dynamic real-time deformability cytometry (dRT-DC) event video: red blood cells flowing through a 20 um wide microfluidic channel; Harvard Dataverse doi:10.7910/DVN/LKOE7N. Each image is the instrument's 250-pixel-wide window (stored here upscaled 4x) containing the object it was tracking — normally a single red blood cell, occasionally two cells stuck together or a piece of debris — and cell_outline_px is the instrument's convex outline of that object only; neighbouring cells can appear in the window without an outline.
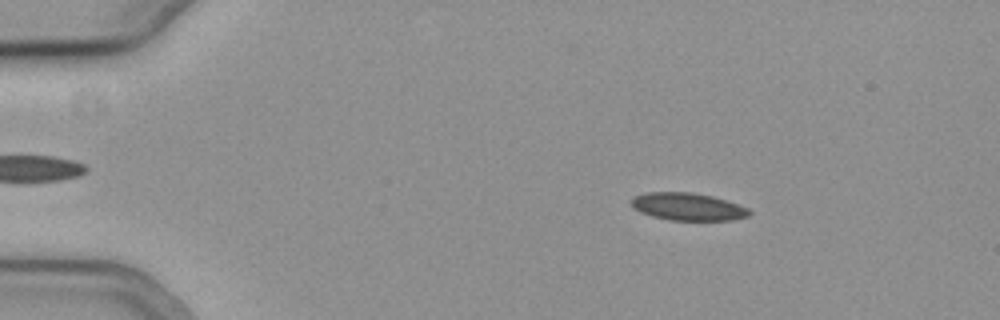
{"species": "common noctule bat (a hibernating species)", "species_latin": "Nyctalus noctula", "temperature_condition": "cold", "stored_images_in_passage": 54, "camera_frame_rate_fps": 3000, "um_per_image_px": 0.085, "animal": {"sex": "female", "body_mass_g": 19.3, "forearm_length_mm": 54.1}, "frame": {"image": 1, "passage_image": 8, "time_ms": 2.333, "image_size_px": [1000, 320], "cell_outline_px": [[752, 212], [748, 216], [732, 220], [668, 220], [652, 216], [640, 212], [632, 208], [632, 200], [636, 196], [648, 192], [692, 192], [712, 196], [748, 208]], "centroid_in_image_um": [58.46, 17.57], "position_along_channel_um": 26.5, "area_um2": 18.79}}
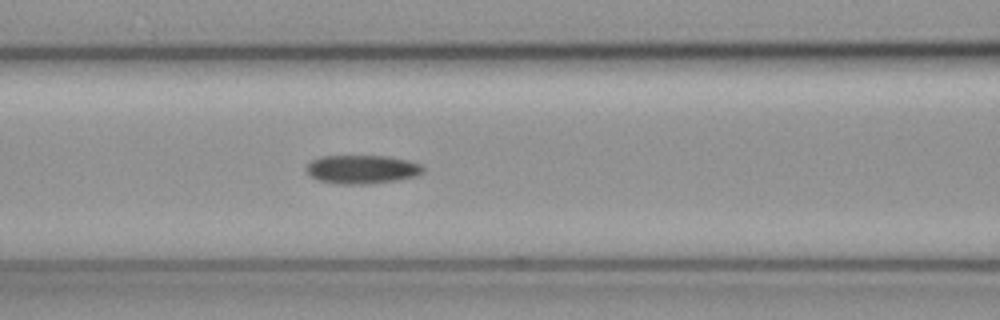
{"frame": {"image": 2, "passage_image": 23, "time_ms": 7.333, "image_size_px": [1000, 320], "cell_outline_px": [[424, 172], [416, 176], [396, 180], [368, 184], [340, 184], [320, 180], [312, 176], [304, 168], [312, 160], [320, 156], [388, 156], [408, 160], [420, 164], [424, 168]], "centroid_in_image_um": [30.79, 14.39], "position_along_channel_um": 135.8, "area_um2": 19.42}}
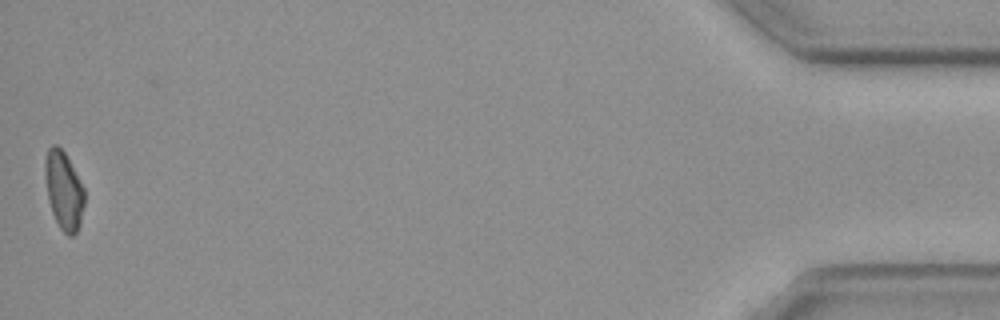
{"frame": {"image": 3, "passage_image": 54, "time_ms": 17.667, "image_size_px": [1000, 320], "cell_outline_px": [[84, 204], [80, 224], [76, 232], [72, 236], [68, 236], [60, 228], [52, 212], [48, 196], [44, 168], [44, 160], [48, 148], [52, 144], [56, 144], [64, 152], [84, 188]], "centroid_in_image_um": [5.41, 16.18], "position_along_channel_um": 429.8, "area_um2": 17.69}, "authors_computed_cell_mechanics": {"area_um2": 19.4208, "velocity_mm_per_s": 3.7786, "shape_relaxation_time_tau1_ms": 4.3135, "shape_relaxation_time_tau2_ms": null, "deformation_change_tau1": 0.1036, "deformation_change_tau2": null}}